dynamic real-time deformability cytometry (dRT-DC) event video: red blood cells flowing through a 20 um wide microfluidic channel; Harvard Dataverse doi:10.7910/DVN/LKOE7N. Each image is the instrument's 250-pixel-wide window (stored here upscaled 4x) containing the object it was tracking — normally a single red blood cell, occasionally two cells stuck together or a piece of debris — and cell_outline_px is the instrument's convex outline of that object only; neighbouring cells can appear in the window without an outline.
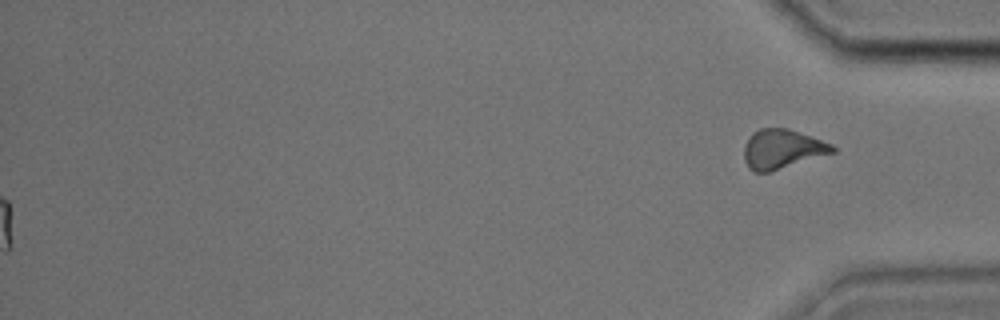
{"species": "common noctule bat (a hibernating species)", "species_latin": "Nyctalus noctula", "temperature_condition": "cold", "stored_images_in_passage": 45, "segment_of_instrument_passage": [2, 2], "camera_frame_rate_fps": 3000, "um_per_image_px": 0.085, "animal": {"sex": "male", "body_mass_g": 17.9, "forearm_length_mm": 54.2}, "frame": {"image": 1, "passage_image": 45, "time_ms": 14.667, "image_size_px": [1000, 320], "cell_outline_px": [[836, 152], [768, 172], [756, 172], [748, 168], [744, 160], [744, 144], [752, 132], [760, 128], [788, 128], [812, 136], [832, 144], [836, 148]], "centroid_in_image_um": [66.48, 12.66], "position_along_channel_um": 368.7, "area_um2": 20.35}}